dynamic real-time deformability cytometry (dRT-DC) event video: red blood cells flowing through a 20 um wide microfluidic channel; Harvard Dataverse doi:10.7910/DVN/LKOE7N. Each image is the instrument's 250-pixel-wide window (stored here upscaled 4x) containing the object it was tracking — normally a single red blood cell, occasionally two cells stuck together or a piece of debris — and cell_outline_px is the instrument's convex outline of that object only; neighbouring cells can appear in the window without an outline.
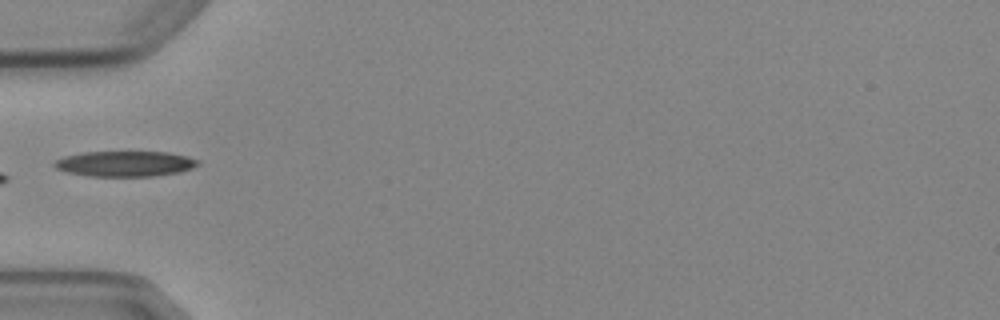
{"species": "Egyptian fruit bat (a non-hibernating species)", "species_latin": "Rousettus aegyptiacus", "temperature_condition": "cold", "stored_images_in_passage": 7, "camera_frame_rate_fps": 3000, "um_per_image_px": 0.085, "animal": {"sex": "female"}, "frame": {"image": 1, "passage_image": 5, "time_ms": 5.0, "image_size_px": [1000, 320], "cell_outline_px": [[200, 164], [192, 168], [180, 172], [152, 176], [88, 176], [68, 172], [56, 168], [52, 164], [56, 160], [64, 156], [80, 152], [168, 152], [188, 156], [200, 160]], "centroid_in_image_um": [10.65, 13.91], "position_along_channel_um": 74.4, "area_um2": 21.39}}
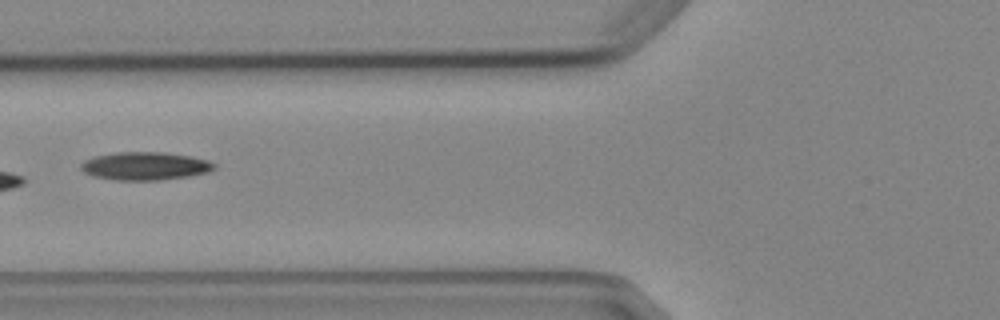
{"frame": {"image": 2, "passage_image": 6, "time_ms": 6.0, "image_size_px": [1000, 320], "cell_outline_px": [[216, 168], [208, 172], [188, 176], [160, 180], [116, 180], [92, 176], [84, 172], [80, 168], [80, 164], [84, 160], [92, 156], [116, 152], [164, 152], [192, 156], [208, 160], [216, 164]], "centroid_in_image_um": [12.32, 14.1], "position_along_channel_um": 113.5, "area_um2": 22.02}}
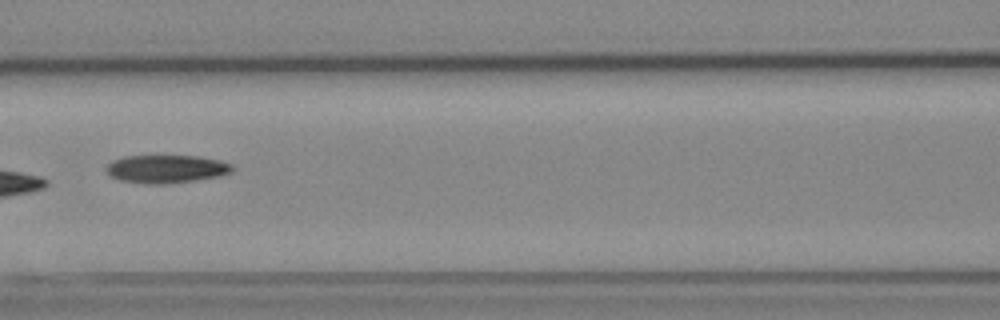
{"frame": {"image": 3, "passage_image": 7, "time_ms": 7.0, "image_size_px": [1000, 320], "cell_outline_px": [[236, 168], [232, 172], [220, 176], [168, 184], [144, 184], [120, 180], [112, 176], [104, 168], [112, 160], [124, 156], [196, 156], [220, 160], [232, 164]], "centroid_in_image_um": [14.16, 14.36], "position_along_channel_um": 152.4, "area_um2": 20.75}}